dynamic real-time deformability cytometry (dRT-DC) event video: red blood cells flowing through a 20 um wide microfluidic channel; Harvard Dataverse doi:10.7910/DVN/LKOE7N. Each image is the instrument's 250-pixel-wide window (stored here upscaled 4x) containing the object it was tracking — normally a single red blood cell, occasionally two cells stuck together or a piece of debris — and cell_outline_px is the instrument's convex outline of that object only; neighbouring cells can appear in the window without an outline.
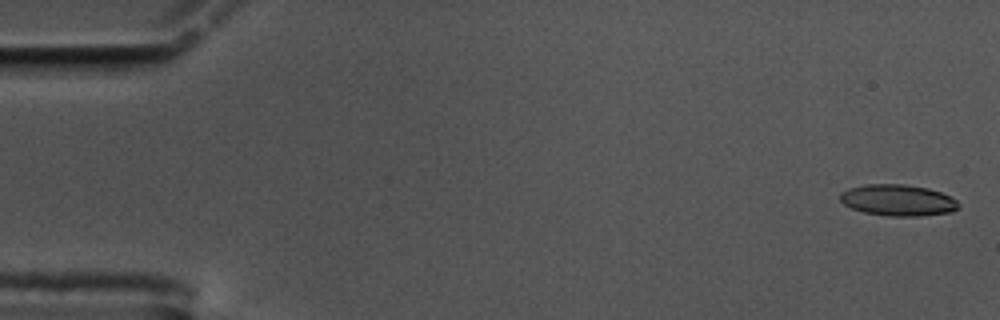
{"species": "common noctule bat (a hibernating species)", "species_latin": "Nyctalus noctula", "temperature_condition": "cold", "stored_images_in_passage": 59, "camera_frame_rate_fps": 3000, "um_per_image_px": 0.085, "animal": {"sex": "male", "body_mass_g": 17.5, "forearm_length_mm": 52.3}, "frame": {"image": 1, "passage_image": 2, "time_ms": 0.333, "image_size_px": [1000, 320], "cell_outline_px": [[960, 208], [952, 212], [920, 216], [888, 216], [864, 212], [852, 208], [844, 204], [840, 200], [840, 192], [848, 188], [864, 184], [904, 184], [928, 188], [940, 192], [956, 200], [960, 204]], "centroid_in_image_um": [76.32, 17.02], "position_along_channel_um": 8.7, "area_um2": 21.73}}
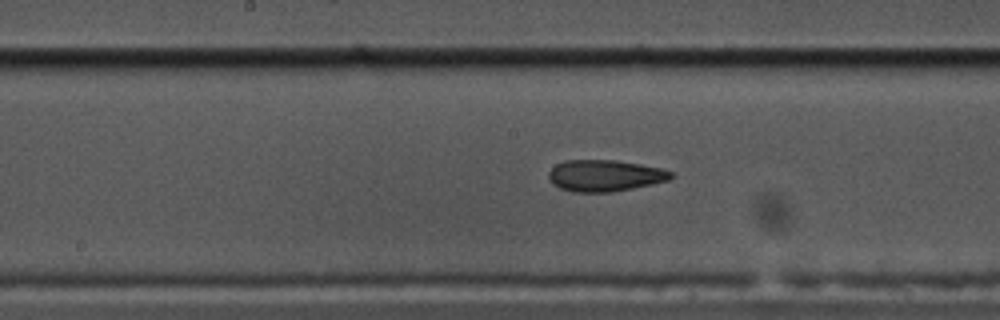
{"frame": {"image": 2, "passage_image": 30, "time_ms": 9.667, "image_size_px": [1000, 320], "cell_outline_px": [[672, 176], [668, 180], [652, 184], [612, 192], [572, 192], [560, 188], [552, 184], [548, 176], [548, 172], [556, 164], [564, 160], [616, 160], [640, 164], [660, 168], [672, 172]], "centroid_in_image_um": [51.37, 14.92], "position_along_channel_um": 196.8, "area_um2": 22.43}}
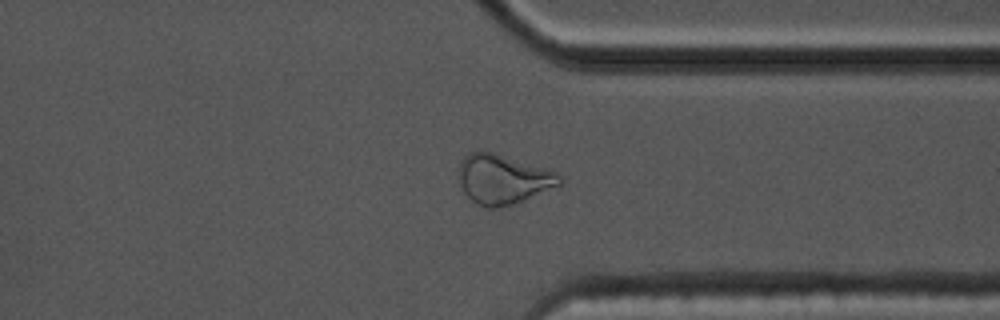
{"frame": {"image": 3, "passage_image": 45, "time_ms": 14.667, "image_size_px": [1000, 320], "cell_outline_px": [[564, 180], [560, 184], [524, 200], [512, 204], [496, 208], [488, 208], [476, 204], [464, 192], [460, 184], [460, 160], [468, 152], [492, 152], [544, 168], [556, 172]], "centroid_in_image_um": [42.73, 15.24], "position_along_channel_um": 368.7, "area_um2": 28.61}, "authors_computed_cell_mechanics": {"area_um2": 22.4264, "velocity_mm_per_s": 3.4538, "shape_relaxation_time_tau1_ms": 9.1151, "shape_relaxation_time_tau2_ms": 2.7248, "deformation_change_tau1": 0.1875, "deformation_change_tau2": 0.102}}